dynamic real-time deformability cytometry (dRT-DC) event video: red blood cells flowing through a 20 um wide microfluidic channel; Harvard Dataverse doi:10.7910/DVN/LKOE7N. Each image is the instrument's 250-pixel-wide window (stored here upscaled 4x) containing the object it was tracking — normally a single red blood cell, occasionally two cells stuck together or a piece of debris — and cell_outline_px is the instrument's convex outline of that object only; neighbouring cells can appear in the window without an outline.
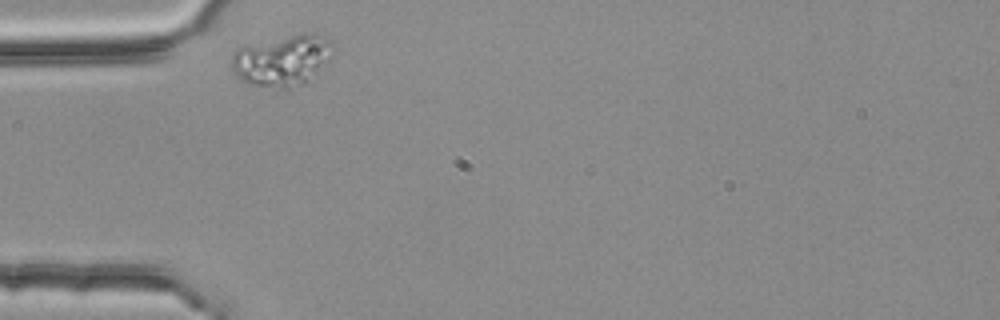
{"species": "common noctule bat (a hibernating species)", "species_latin": "Nyctalus noctula", "temperature_condition": "room temperature", "stored_images_in_passage": 2, "camera_frame_rate_fps": 3000, "um_per_image_px": 0.085, "animal": {"sex": "female", "body_mass_g": 25.1}, "frame": {"image": 1, "passage_image": 1, "time_ms": 0.0, "image_size_px": [1000, 320], "cell_outline_px": [[336, 52], [328, 60], [300, 84], [288, 88], [280, 88], [248, 84], [240, 80], [232, 72], [232, 52], [236, 48], [300, 32], [308, 32], [332, 40], [336, 48]], "centroid_in_image_um": [23.97, 5.09], "position_along_channel_um": 61.0, "area_um2": 30.06}}
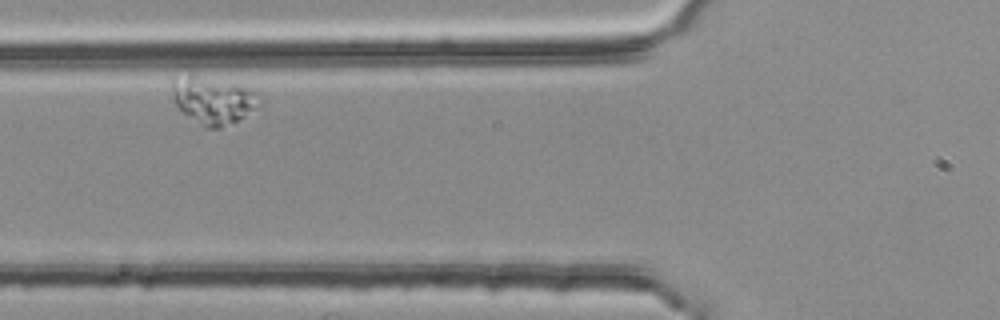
{"frame": {"image": 2, "passage_image": 2, "time_ms": 0.333, "image_size_px": [1000, 320], "cell_outline_px": [[260, 108], [220, 128], [204, 128], [184, 112], [176, 104], [172, 96], [172, 76], [188, 72], [192, 72], [240, 84], [252, 88]], "centroid_in_image_um": [18.05, 8.44], "position_along_channel_um": 107.7, "area_um2": 24.57}}